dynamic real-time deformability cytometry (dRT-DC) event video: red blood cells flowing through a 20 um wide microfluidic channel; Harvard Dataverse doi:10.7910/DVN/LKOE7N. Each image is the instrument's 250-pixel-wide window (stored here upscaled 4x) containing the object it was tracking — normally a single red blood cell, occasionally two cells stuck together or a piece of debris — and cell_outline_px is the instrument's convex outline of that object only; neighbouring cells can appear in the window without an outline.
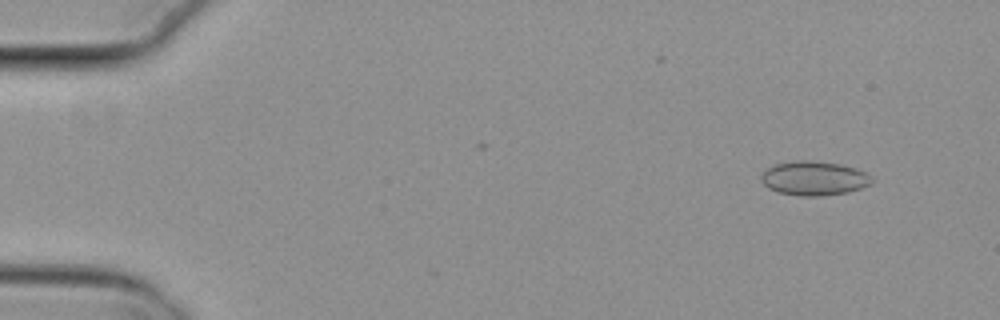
{"species": "common noctule bat (a hibernating species)", "species_latin": "Nyctalus noctula", "temperature_condition": "cold", "stored_images_in_passage": 53, "camera_frame_rate_fps": 3000, "um_per_image_px": 0.085, "animal": {"sex": "female", "body_mass_g": 29.2, "forearm_length_mm": 56.3}, "frame": {"image": 1, "passage_image": 4, "time_ms": 1.0, "image_size_px": [1000, 320], "cell_outline_px": [[872, 180], [868, 184], [860, 188], [848, 192], [820, 196], [800, 196], [776, 192], [768, 188], [760, 180], [760, 176], [768, 168], [776, 164], [796, 160], [808, 160], [840, 164], [856, 168], [872, 176]], "centroid_in_image_um": [69.16, 15.16], "position_along_channel_um": 15.8, "area_um2": 21.96}}
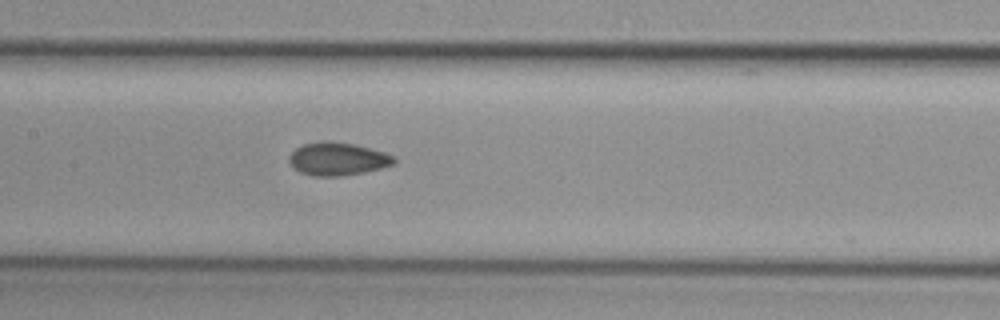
{"frame": {"image": 2, "passage_image": 26, "time_ms": 8.333, "image_size_px": [1000, 320], "cell_outline_px": [[396, 160], [392, 164], [380, 168], [364, 172], [340, 176], [312, 176], [300, 172], [288, 160], [288, 156], [296, 148], [304, 144], [324, 140], [332, 140], [356, 144], [384, 152], [392, 156]], "centroid_in_image_um": [28.67, 13.49], "position_along_channel_um": 178.7, "area_um2": 20.11}}
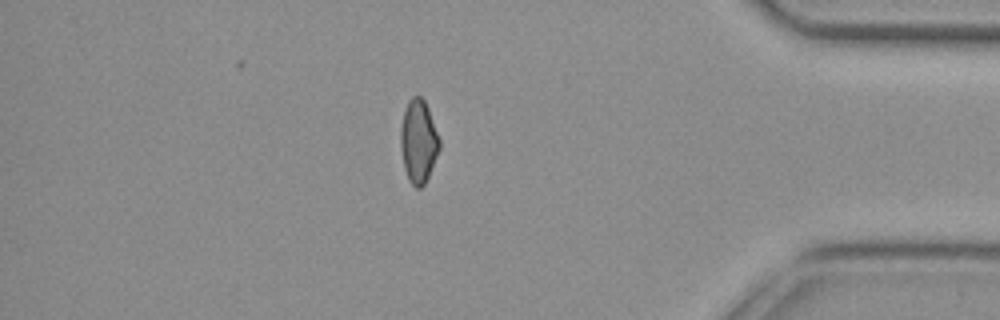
{"frame": {"image": 3, "passage_image": 46, "time_ms": 15.0, "image_size_px": [1000, 320], "cell_outline_px": [[440, 148], [428, 176], [424, 184], [420, 188], [416, 188], [408, 180], [404, 168], [400, 148], [400, 128], [404, 112], [408, 100], [412, 96], [420, 96], [424, 100], [428, 108], [440, 140]], "centroid_in_image_um": [35.55, 12.02], "position_along_channel_um": 399.6, "area_um2": 18.79}}